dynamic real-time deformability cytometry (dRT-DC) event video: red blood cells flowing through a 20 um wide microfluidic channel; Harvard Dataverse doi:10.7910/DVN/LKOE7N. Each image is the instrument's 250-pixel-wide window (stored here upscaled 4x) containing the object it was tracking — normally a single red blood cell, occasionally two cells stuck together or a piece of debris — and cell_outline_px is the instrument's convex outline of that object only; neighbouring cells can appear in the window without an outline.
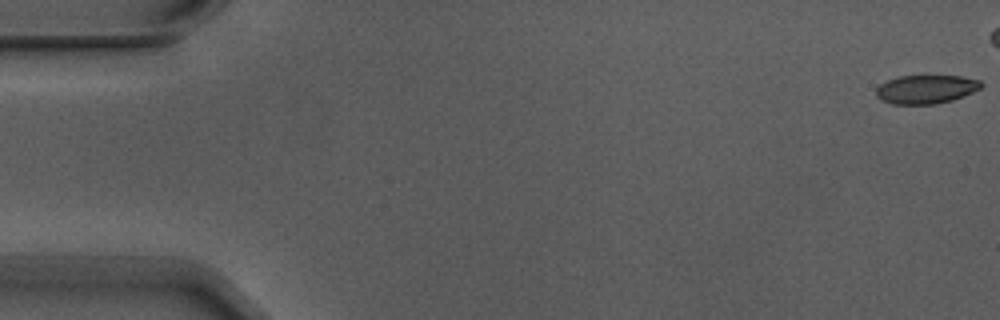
{"species": "Egyptian fruit bat (a non-hibernating species)", "species_latin": "Rousettus aegyptiacus", "temperature_condition": "warm", "stored_images_in_passage": 6, "camera_frame_rate_fps": 3000, "um_per_image_px": 0.085, "animal": {"sex": "male"}, "frame": {"image": 1, "passage_image": 1, "time_ms": 0.0, "image_size_px": [1000, 320], "cell_outline_px": [[984, 84], [980, 88], [964, 96], [952, 100], [936, 104], [892, 104], [880, 100], [876, 96], [876, 88], [880, 84], [888, 80], [900, 76], [960, 76], [980, 80]], "centroid_in_image_um": [78.7, 7.59], "position_along_channel_um": 6.3, "area_um2": 17.57}}